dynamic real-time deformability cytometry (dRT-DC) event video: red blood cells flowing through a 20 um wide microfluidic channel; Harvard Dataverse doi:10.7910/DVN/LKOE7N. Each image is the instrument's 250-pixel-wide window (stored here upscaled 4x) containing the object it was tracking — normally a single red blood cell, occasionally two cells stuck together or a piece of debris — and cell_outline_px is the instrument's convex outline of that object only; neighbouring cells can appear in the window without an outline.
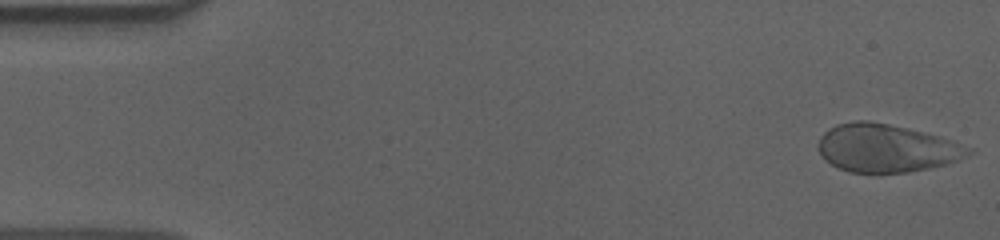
{"species": "human", "species_latin": "Homo sapiens", "temperature_condition": "cold", "stored_images_in_passage": 55, "camera_frame_rate_fps": 3000, "um_per_image_px": 0.085, "donor": {"sex": "male"}, "frame": {"image": 1, "passage_image": 1, "time_ms": 0.0, "image_size_px": [1000, 240], "cell_outline_px": [[976, 148], [968, 156], [948, 164], [908, 172], [848, 172], [832, 164], [820, 152], [820, 136], [828, 128], [836, 124], [856, 120], [868, 120], [908, 128], [956, 140]], "centroid_in_image_um": [75.44, 12.57], "position_along_channel_um": 9.6, "area_um2": 42.08}}
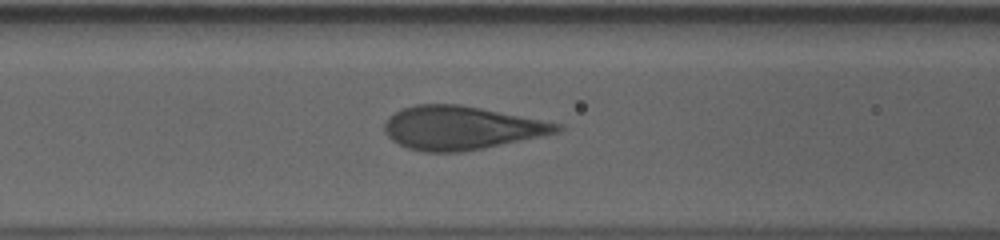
{"frame": {"image": 2, "passage_image": 22, "time_ms": 7.0, "image_size_px": [1000, 240], "cell_outline_px": [[564, 128], [560, 132], [464, 152], [420, 152], [408, 148], [392, 140], [384, 132], [384, 124], [388, 116], [404, 108], [416, 104], [460, 104], [564, 124]], "centroid_in_image_um": [39.2, 10.87], "position_along_channel_um": 127.4, "area_um2": 43.75}}
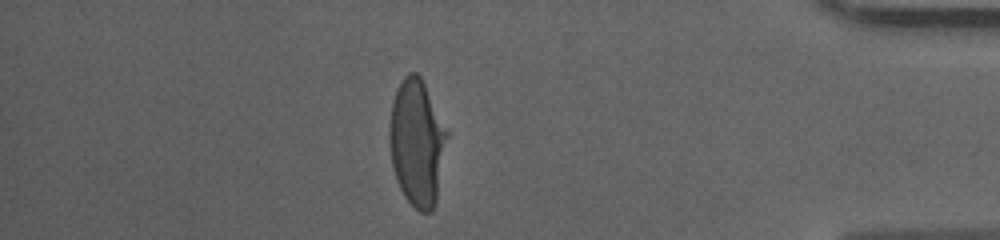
{"frame": {"image": 3, "passage_image": 48, "time_ms": 15.667, "image_size_px": [1000, 240], "cell_outline_px": [[448, 136], [436, 204], [432, 212], [420, 212], [404, 196], [396, 180], [392, 164], [388, 136], [388, 132], [392, 104], [396, 92], [404, 76], [408, 72], [416, 72], [420, 76], [448, 132]], "centroid_in_image_um": [35.44, 12.16], "position_along_channel_um": 399.8, "area_um2": 42.31}, "authors_computed_cell_mechanics": {"area_um2": 43.35, "velocity_mm_per_s": 3.591, "shape_relaxation_time_tau1_ms": 4.7763, "shape_relaxation_time_tau2_ms": null, "deformation_change_tau1": 0.2046, "deformation_change_tau2": null}}